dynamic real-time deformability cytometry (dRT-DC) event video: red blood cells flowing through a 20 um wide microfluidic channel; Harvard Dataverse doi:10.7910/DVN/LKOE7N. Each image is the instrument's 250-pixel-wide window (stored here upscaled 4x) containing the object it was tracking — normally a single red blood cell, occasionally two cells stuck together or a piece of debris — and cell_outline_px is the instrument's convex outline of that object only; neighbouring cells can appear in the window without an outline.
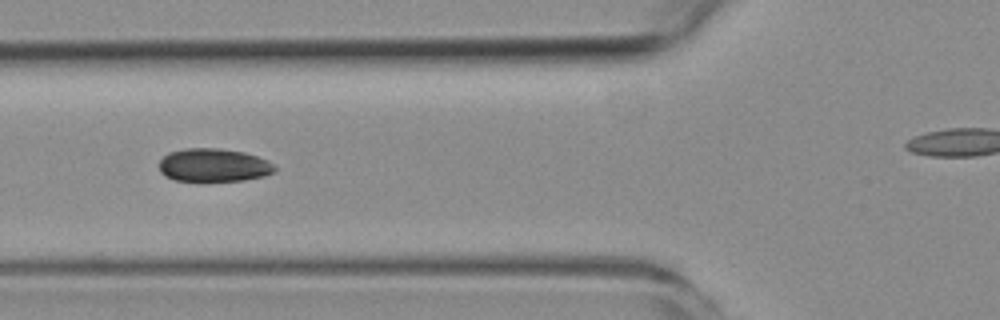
{"species": "common noctule bat (a hibernating species)", "species_latin": "Nyctalus noctula", "temperature_condition": "room temperature", "stored_images_in_passage": 6, "segment_of_instrument_passage": [1, 2], "camera_frame_rate_fps": 3000, "um_per_image_px": 0.085, "animal": {"sex": "female", "body_mass_g": 19.3, "forearm_length_mm": 54.1}, "frame": {"image": 1, "passage_image": 4, "time_ms": 3.667, "image_size_px": [1000, 320], "cell_outline_px": [[276, 172], [264, 176], [244, 180], [176, 180], [164, 176], [160, 172], [160, 160], [168, 152], [184, 148], [220, 148], [244, 152], [268, 160], [276, 168]], "centroid_in_image_um": [18.16, 14.02], "position_along_channel_um": 107.6, "area_um2": 22.31}}
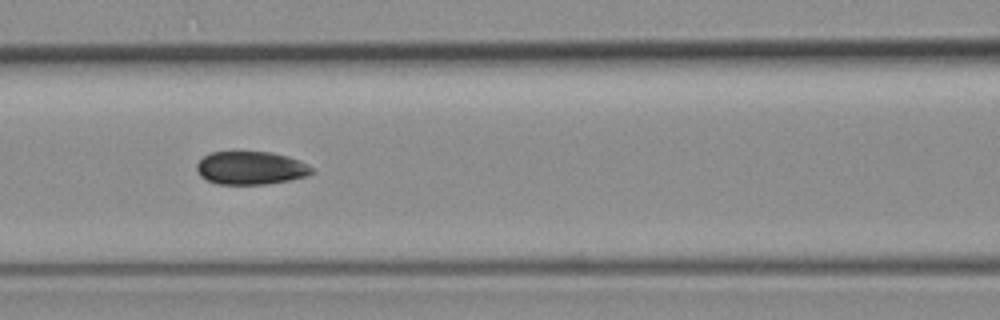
{"frame": {"image": 2, "passage_image": 5, "time_ms": 4.667, "image_size_px": [1000, 320], "cell_outline_px": [[316, 172], [308, 176], [288, 180], [264, 184], [220, 184], [208, 180], [200, 176], [196, 168], [196, 164], [204, 156], [212, 152], [272, 152], [288, 156], [312, 168]], "centroid_in_image_um": [21.31, 14.28], "position_along_channel_um": 145.3, "area_um2": 22.02}}